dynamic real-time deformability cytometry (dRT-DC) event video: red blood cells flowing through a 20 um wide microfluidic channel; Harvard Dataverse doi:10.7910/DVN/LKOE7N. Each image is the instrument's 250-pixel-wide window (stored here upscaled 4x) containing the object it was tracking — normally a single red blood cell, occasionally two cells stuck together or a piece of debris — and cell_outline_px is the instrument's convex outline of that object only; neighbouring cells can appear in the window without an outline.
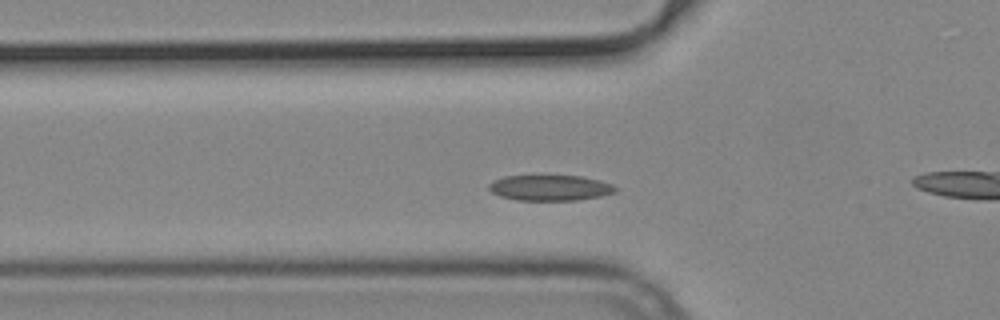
{"species": "common noctule bat (a hibernating species)", "species_latin": "Nyctalus noctula", "temperature_condition": "cold", "stored_images_in_passage": 48, "camera_frame_rate_fps": 3000, "um_per_image_px": 0.085, "animal": {"sex": "male", "body_mass_g": 19.2, "forearm_length_mm": 51.8}, "frame": {"image": 1, "passage_image": 11, "time_ms": 3.333, "image_size_px": [1000, 320], "cell_outline_px": [[620, 188], [616, 192], [600, 196], [576, 200], [516, 200], [500, 196], [492, 192], [488, 188], [488, 184], [492, 180], [504, 176], [580, 176], [600, 180], [612, 184]], "centroid_in_image_um": [46.76, 15.96], "position_along_channel_um": 79.0, "area_um2": 18.96}}
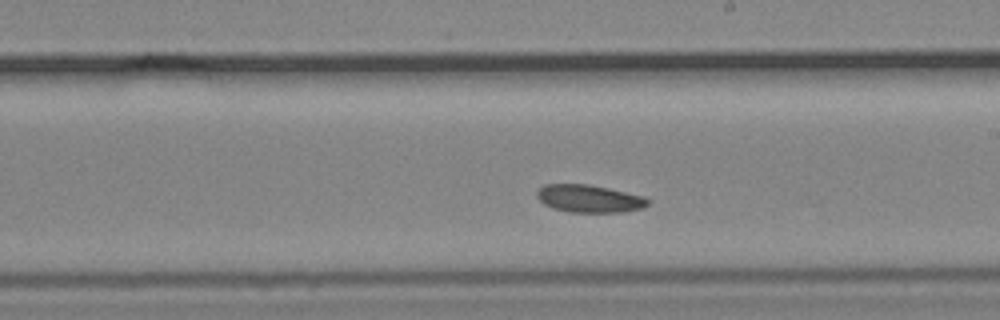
{"frame": {"image": 2, "passage_image": 24, "time_ms": 7.667, "image_size_px": [1000, 320], "cell_outline_px": [[652, 200], [644, 208], [624, 212], [568, 212], [552, 208], [544, 204], [536, 196], [536, 192], [544, 184], [588, 184], [608, 188], [644, 196]], "centroid_in_image_um": [50.11, 16.89], "position_along_channel_um": 238.9, "area_um2": 18.03}}
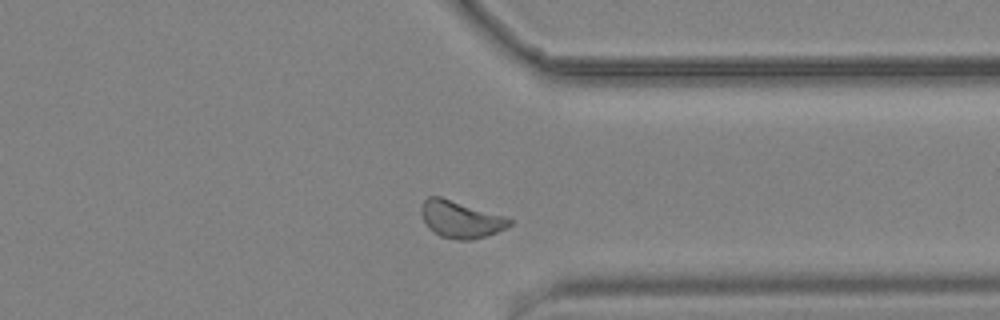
{"frame": {"image": 3, "passage_image": 35, "time_ms": 11.333, "image_size_px": [1000, 320], "cell_outline_px": [[512, 224], [488, 236], [472, 240], [456, 240], [440, 236], [428, 228], [420, 212], [420, 208], [424, 200], [428, 196], [440, 196], [512, 220]], "centroid_in_image_um": [39.09, 18.66], "position_along_channel_um": 372.3, "area_um2": 18.67}, "authors_computed_cell_mechanics": {"area_um2": 18.5827, "velocity_mm_per_s": 3.6804, "shape_relaxation_time_tau1_ms": 3.1216, "shape_relaxation_time_tau2_ms": null, "deformation_change_tau1": 0.0735, "deformation_change_tau2": null}}